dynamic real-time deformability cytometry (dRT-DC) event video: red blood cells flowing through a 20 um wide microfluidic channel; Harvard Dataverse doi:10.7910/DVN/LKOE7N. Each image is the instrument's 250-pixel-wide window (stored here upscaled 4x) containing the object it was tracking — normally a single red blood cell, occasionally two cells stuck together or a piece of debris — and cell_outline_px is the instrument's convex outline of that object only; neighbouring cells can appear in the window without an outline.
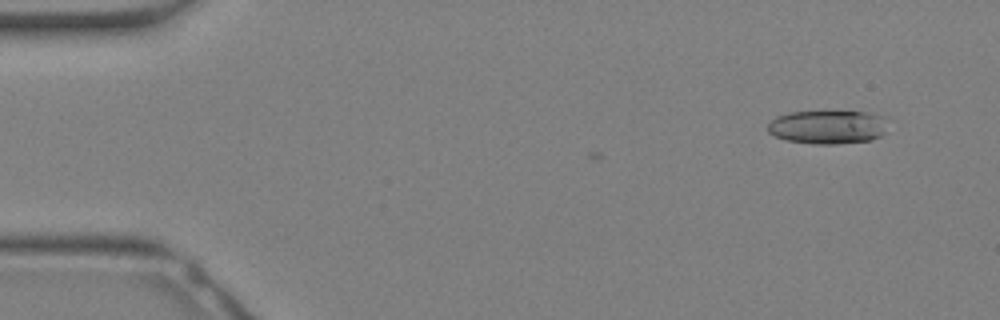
{"species": "Egyptian fruit bat (a non-hibernating species)", "species_latin": "Rousettus aegyptiacus", "temperature_condition": "warm", "stored_images_in_passage": 4, "camera_frame_rate_fps": 3000, "um_per_image_px": 0.085, "animal": {"sex": "female"}, "frame": {"image": 1, "passage_image": 1, "time_ms": 0.0, "image_size_px": [1000, 320], "cell_outline_px": [[884, 132], [880, 136], [872, 140], [836, 144], [812, 144], [784, 140], [768, 132], [768, 124], [776, 116], [788, 112], [864, 112], [884, 116]], "centroid_in_image_um": [70.31, 10.81], "position_along_channel_um": 14.7, "area_um2": 23.41}}